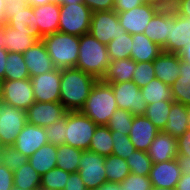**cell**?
Wrapping results in <instances>:
<instances>
[{"mask_svg": "<svg viewBox=\"0 0 190 190\" xmlns=\"http://www.w3.org/2000/svg\"><path fill=\"white\" fill-rule=\"evenodd\" d=\"M89 117L80 111H67L65 144L86 151L97 128Z\"/></svg>", "mask_w": 190, "mask_h": 190, "instance_id": "obj_6", "label": "cell"}, {"mask_svg": "<svg viewBox=\"0 0 190 190\" xmlns=\"http://www.w3.org/2000/svg\"><path fill=\"white\" fill-rule=\"evenodd\" d=\"M0 162L12 171L28 162V157L19 152L13 145L0 147Z\"/></svg>", "mask_w": 190, "mask_h": 190, "instance_id": "obj_42", "label": "cell"}, {"mask_svg": "<svg viewBox=\"0 0 190 190\" xmlns=\"http://www.w3.org/2000/svg\"><path fill=\"white\" fill-rule=\"evenodd\" d=\"M89 33L102 44L107 45L118 35L126 33L115 10L92 12Z\"/></svg>", "mask_w": 190, "mask_h": 190, "instance_id": "obj_8", "label": "cell"}, {"mask_svg": "<svg viewBox=\"0 0 190 190\" xmlns=\"http://www.w3.org/2000/svg\"><path fill=\"white\" fill-rule=\"evenodd\" d=\"M5 6H6V0H0V24L4 23Z\"/></svg>", "mask_w": 190, "mask_h": 190, "instance_id": "obj_60", "label": "cell"}, {"mask_svg": "<svg viewBox=\"0 0 190 190\" xmlns=\"http://www.w3.org/2000/svg\"><path fill=\"white\" fill-rule=\"evenodd\" d=\"M122 190H151L152 184L149 176L130 173L121 183Z\"/></svg>", "mask_w": 190, "mask_h": 190, "instance_id": "obj_46", "label": "cell"}, {"mask_svg": "<svg viewBox=\"0 0 190 190\" xmlns=\"http://www.w3.org/2000/svg\"><path fill=\"white\" fill-rule=\"evenodd\" d=\"M132 44V35L127 32L112 39L106 45L110 61L130 58Z\"/></svg>", "mask_w": 190, "mask_h": 190, "instance_id": "obj_37", "label": "cell"}, {"mask_svg": "<svg viewBox=\"0 0 190 190\" xmlns=\"http://www.w3.org/2000/svg\"><path fill=\"white\" fill-rule=\"evenodd\" d=\"M33 6L27 0H6L4 23L12 28H28L38 36V29L33 23Z\"/></svg>", "mask_w": 190, "mask_h": 190, "instance_id": "obj_14", "label": "cell"}, {"mask_svg": "<svg viewBox=\"0 0 190 190\" xmlns=\"http://www.w3.org/2000/svg\"><path fill=\"white\" fill-rule=\"evenodd\" d=\"M92 12L113 10L115 0H84Z\"/></svg>", "mask_w": 190, "mask_h": 190, "instance_id": "obj_48", "label": "cell"}, {"mask_svg": "<svg viewBox=\"0 0 190 190\" xmlns=\"http://www.w3.org/2000/svg\"><path fill=\"white\" fill-rule=\"evenodd\" d=\"M30 77L44 74L55 68L47 52L45 44L40 39L27 51L22 53Z\"/></svg>", "mask_w": 190, "mask_h": 190, "instance_id": "obj_22", "label": "cell"}, {"mask_svg": "<svg viewBox=\"0 0 190 190\" xmlns=\"http://www.w3.org/2000/svg\"><path fill=\"white\" fill-rule=\"evenodd\" d=\"M178 55L180 56L182 61H186L190 64V43L185 45Z\"/></svg>", "mask_w": 190, "mask_h": 190, "instance_id": "obj_58", "label": "cell"}, {"mask_svg": "<svg viewBox=\"0 0 190 190\" xmlns=\"http://www.w3.org/2000/svg\"><path fill=\"white\" fill-rule=\"evenodd\" d=\"M182 176L176 159L153 163L149 173L152 186L161 188H176Z\"/></svg>", "mask_w": 190, "mask_h": 190, "instance_id": "obj_21", "label": "cell"}, {"mask_svg": "<svg viewBox=\"0 0 190 190\" xmlns=\"http://www.w3.org/2000/svg\"><path fill=\"white\" fill-rule=\"evenodd\" d=\"M30 78L23 55L16 52H8L4 80H22Z\"/></svg>", "mask_w": 190, "mask_h": 190, "instance_id": "obj_35", "label": "cell"}, {"mask_svg": "<svg viewBox=\"0 0 190 190\" xmlns=\"http://www.w3.org/2000/svg\"><path fill=\"white\" fill-rule=\"evenodd\" d=\"M96 190H122L120 183L106 181Z\"/></svg>", "mask_w": 190, "mask_h": 190, "instance_id": "obj_57", "label": "cell"}, {"mask_svg": "<svg viewBox=\"0 0 190 190\" xmlns=\"http://www.w3.org/2000/svg\"><path fill=\"white\" fill-rule=\"evenodd\" d=\"M104 165L109 182L121 183L130 174L127 161L115 155L105 156Z\"/></svg>", "mask_w": 190, "mask_h": 190, "instance_id": "obj_36", "label": "cell"}, {"mask_svg": "<svg viewBox=\"0 0 190 190\" xmlns=\"http://www.w3.org/2000/svg\"><path fill=\"white\" fill-rule=\"evenodd\" d=\"M78 173L86 189H97L107 181L105 156L86 150L79 160Z\"/></svg>", "mask_w": 190, "mask_h": 190, "instance_id": "obj_9", "label": "cell"}, {"mask_svg": "<svg viewBox=\"0 0 190 190\" xmlns=\"http://www.w3.org/2000/svg\"><path fill=\"white\" fill-rule=\"evenodd\" d=\"M14 187L25 189H39L41 175L31 166L29 162L13 171Z\"/></svg>", "mask_w": 190, "mask_h": 190, "instance_id": "obj_33", "label": "cell"}, {"mask_svg": "<svg viewBox=\"0 0 190 190\" xmlns=\"http://www.w3.org/2000/svg\"><path fill=\"white\" fill-rule=\"evenodd\" d=\"M143 34L163 48L169 35V8H160L148 22Z\"/></svg>", "mask_w": 190, "mask_h": 190, "instance_id": "obj_25", "label": "cell"}, {"mask_svg": "<svg viewBox=\"0 0 190 190\" xmlns=\"http://www.w3.org/2000/svg\"><path fill=\"white\" fill-rule=\"evenodd\" d=\"M151 190H176V188H161L152 186Z\"/></svg>", "mask_w": 190, "mask_h": 190, "instance_id": "obj_62", "label": "cell"}, {"mask_svg": "<svg viewBox=\"0 0 190 190\" xmlns=\"http://www.w3.org/2000/svg\"><path fill=\"white\" fill-rule=\"evenodd\" d=\"M91 9L84 3L60 5L59 32L82 36L89 33Z\"/></svg>", "mask_w": 190, "mask_h": 190, "instance_id": "obj_5", "label": "cell"}, {"mask_svg": "<svg viewBox=\"0 0 190 190\" xmlns=\"http://www.w3.org/2000/svg\"><path fill=\"white\" fill-rule=\"evenodd\" d=\"M66 125H67V113L57 122L47 126L45 130H46V138L48 140V143H52L53 145L56 146L65 144Z\"/></svg>", "mask_w": 190, "mask_h": 190, "instance_id": "obj_45", "label": "cell"}, {"mask_svg": "<svg viewBox=\"0 0 190 190\" xmlns=\"http://www.w3.org/2000/svg\"><path fill=\"white\" fill-rule=\"evenodd\" d=\"M175 159L180 167L181 174L190 175V156L177 155Z\"/></svg>", "mask_w": 190, "mask_h": 190, "instance_id": "obj_53", "label": "cell"}, {"mask_svg": "<svg viewBox=\"0 0 190 190\" xmlns=\"http://www.w3.org/2000/svg\"><path fill=\"white\" fill-rule=\"evenodd\" d=\"M70 172L59 168H53L41 176L40 188L45 190H64Z\"/></svg>", "mask_w": 190, "mask_h": 190, "instance_id": "obj_40", "label": "cell"}, {"mask_svg": "<svg viewBox=\"0 0 190 190\" xmlns=\"http://www.w3.org/2000/svg\"><path fill=\"white\" fill-rule=\"evenodd\" d=\"M142 4V0H115L113 10L116 12L129 11Z\"/></svg>", "mask_w": 190, "mask_h": 190, "instance_id": "obj_49", "label": "cell"}, {"mask_svg": "<svg viewBox=\"0 0 190 190\" xmlns=\"http://www.w3.org/2000/svg\"><path fill=\"white\" fill-rule=\"evenodd\" d=\"M47 52L57 69L76 67L78 62L80 37L55 32L41 38Z\"/></svg>", "mask_w": 190, "mask_h": 190, "instance_id": "obj_4", "label": "cell"}, {"mask_svg": "<svg viewBox=\"0 0 190 190\" xmlns=\"http://www.w3.org/2000/svg\"><path fill=\"white\" fill-rule=\"evenodd\" d=\"M60 5L47 3L33 7V23L38 29V37L59 31Z\"/></svg>", "mask_w": 190, "mask_h": 190, "instance_id": "obj_17", "label": "cell"}, {"mask_svg": "<svg viewBox=\"0 0 190 190\" xmlns=\"http://www.w3.org/2000/svg\"><path fill=\"white\" fill-rule=\"evenodd\" d=\"M171 92L175 102L190 105V64L186 61L180 62L179 77L171 85Z\"/></svg>", "mask_w": 190, "mask_h": 190, "instance_id": "obj_30", "label": "cell"}, {"mask_svg": "<svg viewBox=\"0 0 190 190\" xmlns=\"http://www.w3.org/2000/svg\"><path fill=\"white\" fill-rule=\"evenodd\" d=\"M158 6L142 4L129 11L117 12L119 22L129 34L144 33L148 22L159 10Z\"/></svg>", "mask_w": 190, "mask_h": 190, "instance_id": "obj_16", "label": "cell"}, {"mask_svg": "<svg viewBox=\"0 0 190 190\" xmlns=\"http://www.w3.org/2000/svg\"><path fill=\"white\" fill-rule=\"evenodd\" d=\"M118 108L111 84L97 80L80 112L97 125H106Z\"/></svg>", "mask_w": 190, "mask_h": 190, "instance_id": "obj_3", "label": "cell"}, {"mask_svg": "<svg viewBox=\"0 0 190 190\" xmlns=\"http://www.w3.org/2000/svg\"><path fill=\"white\" fill-rule=\"evenodd\" d=\"M176 190H190V175L183 174L177 182Z\"/></svg>", "mask_w": 190, "mask_h": 190, "instance_id": "obj_55", "label": "cell"}, {"mask_svg": "<svg viewBox=\"0 0 190 190\" xmlns=\"http://www.w3.org/2000/svg\"><path fill=\"white\" fill-rule=\"evenodd\" d=\"M11 190H38V189H21V188H16V187H13Z\"/></svg>", "mask_w": 190, "mask_h": 190, "instance_id": "obj_66", "label": "cell"}, {"mask_svg": "<svg viewBox=\"0 0 190 190\" xmlns=\"http://www.w3.org/2000/svg\"><path fill=\"white\" fill-rule=\"evenodd\" d=\"M109 84L119 109L127 110L133 116L145 115L148 104L142 96L141 89L133 81Z\"/></svg>", "mask_w": 190, "mask_h": 190, "instance_id": "obj_11", "label": "cell"}, {"mask_svg": "<svg viewBox=\"0 0 190 190\" xmlns=\"http://www.w3.org/2000/svg\"><path fill=\"white\" fill-rule=\"evenodd\" d=\"M97 80L75 67L61 69L59 102L67 111H80Z\"/></svg>", "mask_w": 190, "mask_h": 190, "instance_id": "obj_1", "label": "cell"}, {"mask_svg": "<svg viewBox=\"0 0 190 190\" xmlns=\"http://www.w3.org/2000/svg\"><path fill=\"white\" fill-rule=\"evenodd\" d=\"M130 173L149 176L153 162L147 152L134 150L126 159Z\"/></svg>", "mask_w": 190, "mask_h": 190, "instance_id": "obj_39", "label": "cell"}, {"mask_svg": "<svg viewBox=\"0 0 190 190\" xmlns=\"http://www.w3.org/2000/svg\"><path fill=\"white\" fill-rule=\"evenodd\" d=\"M156 78L153 61L136 62L132 81L141 89Z\"/></svg>", "mask_w": 190, "mask_h": 190, "instance_id": "obj_44", "label": "cell"}, {"mask_svg": "<svg viewBox=\"0 0 190 190\" xmlns=\"http://www.w3.org/2000/svg\"><path fill=\"white\" fill-rule=\"evenodd\" d=\"M67 113V110L60 102H34L27 109V123L47 127Z\"/></svg>", "mask_w": 190, "mask_h": 190, "instance_id": "obj_15", "label": "cell"}, {"mask_svg": "<svg viewBox=\"0 0 190 190\" xmlns=\"http://www.w3.org/2000/svg\"><path fill=\"white\" fill-rule=\"evenodd\" d=\"M135 68L136 61L131 58L111 61L101 80L107 83L132 81Z\"/></svg>", "mask_w": 190, "mask_h": 190, "instance_id": "obj_29", "label": "cell"}, {"mask_svg": "<svg viewBox=\"0 0 190 190\" xmlns=\"http://www.w3.org/2000/svg\"><path fill=\"white\" fill-rule=\"evenodd\" d=\"M173 11L190 21V0H178L172 5Z\"/></svg>", "mask_w": 190, "mask_h": 190, "instance_id": "obj_52", "label": "cell"}, {"mask_svg": "<svg viewBox=\"0 0 190 190\" xmlns=\"http://www.w3.org/2000/svg\"><path fill=\"white\" fill-rule=\"evenodd\" d=\"M160 130L145 116H134L129 139L136 150L147 152Z\"/></svg>", "mask_w": 190, "mask_h": 190, "instance_id": "obj_20", "label": "cell"}, {"mask_svg": "<svg viewBox=\"0 0 190 190\" xmlns=\"http://www.w3.org/2000/svg\"><path fill=\"white\" fill-rule=\"evenodd\" d=\"M173 101H158L147 105L145 116L160 130L163 131Z\"/></svg>", "mask_w": 190, "mask_h": 190, "instance_id": "obj_38", "label": "cell"}, {"mask_svg": "<svg viewBox=\"0 0 190 190\" xmlns=\"http://www.w3.org/2000/svg\"><path fill=\"white\" fill-rule=\"evenodd\" d=\"M33 92L30 78L1 82V102L16 108L27 110L35 102Z\"/></svg>", "mask_w": 190, "mask_h": 190, "instance_id": "obj_10", "label": "cell"}, {"mask_svg": "<svg viewBox=\"0 0 190 190\" xmlns=\"http://www.w3.org/2000/svg\"><path fill=\"white\" fill-rule=\"evenodd\" d=\"M132 43L130 58L136 62L154 61L163 51L143 33L132 34Z\"/></svg>", "mask_w": 190, "mask_h": 190, "instance_id": "obj_26", "label": "cell"}, {"mask_svg": "<svg viewBox=\"0 0 190 190\" xmlns=\"http://www.w3.org/2000/svg\"><path fill=\"white\" fill-rule=\"evenodd\" d=\"M181 58L178 54L162 53L153 61L155 76L171 86L179 77Z\"/></svg>", "mask_w": 190, "mask_h": 190, "instance_id": "obj_24", "label": "cell"}, {"mask_svg": "<svg viewBox=\"0 0 190 190\" xmlns=\"http://www.w3.org/2000/svg\"><path fill=\"white\" fill-rule=\"evenodd\" d=\"M36 102H59L61 69L30 77Z\"/></svg>", "mask_w": 190, "mask_h": 190, "instance_id": "obj_12", "label": "cell"}, {"mask_svg": "<svg viewBox=\"0 0 190 190\" xmlns=\"http://www.w3.org/2000/svg\"><path fill=\"white\" fill-rule=\"evenodd\" d=\"M188 120L187 106L173 101L163 132L178 138L188 130Z\"/></svg>", "mask_w": 190, "mask_h": 190, "instance_id": "obj_27", "label": "cell"}, {"mask_svg": "<svg viewBox=\"0 0 190 190\" xmlns=\"http://www.w3.org/2000/svg\"><path fill=\"white\" fill-rule=\"evenodd\" d=\"M110 62L106 45L95 39L90 33L80 36L78 62L75 68L101 80Z\"/></svg>", "mask_w": 190, "mask_h": 190, "instance_id": "obj_2", "label": "cell"}, {"mask_svg": "<svg viewBox=\"0 0 190 190\" xmlns=\"http://www.w3.org/2000/svg\"><path fill=\"white\" fill-rule=\"evenodd\" d=\"M143 4L158 6L159 8H172L167 0H142Z\"/></svg>", "mask_w": 190, "mask_h": 190, "instance_id": "obj_56", "label": "cell"}, {"mask_svg": "<svg viewBox=\"0 0 190 190\" xmlns=\"http://www.w3.org/2000/svg\"><path fill=\"white\" fill-rule=\"evenodd\" d=\"M13 180V171L0 162V190H11L14 187Z\"/></svg>", "mask_w": 190, "mask_h": 190, "instance_id": "obj_47", "label": "cell"}, {"mask_svg": "<svg viewBox=\"0 0 190 190\" xmlns=\"http://www.w3.org/2000/svg\"><path fill=\"white\" fill-rule=\"evenodd\" d=\"M84 0H69V1H65L64 4H74V3H79V2H83Z\"/></svg>", "mask_w": 190, "mask_h": 190, "instance_id": "obj_63", "label": "cell"}, {"mask_svg": "<svg viewBox=\"0 0 190 190\" xmlns=\"http://www.w3.org/2000/svg\"><path fill=\"white\" fill-rule=\"evenodd\" d=\"M111 137L113 141L112 155L126 160L136 150L129 139V135L121 134L118 131H111Z\"/></svg>", "mask_w": 190, "mask_h": 190, "instance_id": "obj_43", "label": "cell"}, {"mask_svg": "<svg viewBox=\"0 0 190 190\" xmlns=\"http://www.w3.org/2000/svg\"><path fill=\"white\" fill-rule=\"evenodd\" d=\"M40 40L29 28H12L4 23L3 48L8 52L24 53Z\"/></svg>", "mask_w": 190, "mask_h": 190, "instance_id": "obj_18", "label": "cell"}, {"mask_svg": "<svg viewBox=\"0 0 190 190\" xmlns=\"http://www.w3.org/2000/svg\"><path fill=\"white\" fill-rule=\"evenodd\" d=\"M27 124V110L1 102L0 147L11 146Z\"/></svg>", "mask_w": 190, "mask_h": 190, "instance_id": "obj_7", "label": "cell"}, {"mask_svg": "<svg viewBox=\"0 0 190 190\" xmlns=\"http://www.w3.org/2000/svg\"><path fill=\"white\" fill-rule=\"evenodd\" d=\"M171 5H174L178 0H167Z\"/></svg>", "mask_w": 190, "mask_h": 190, "instance_id": "obj_67", "label": "cell"}, {"mask_svg": "<svg viewBox=\"0 0 190 190\" xmlns=\"http://www.w3.org/2000/svg\"><path fill=\"white\" fill-rule=\"evenodd\" d=\"M134 116L131 112L117 108L106 126L111 131H118L121 134L129 135Z\"/></svg>", "mask_w": 190, "mask_h": 190, "instance_id": "obj_41", "label": "cell"}, {"mask_svg": "<svg viewBox=\"0 0 190 190\" xmlns=\"http://www.w3.org/2000/svg\"><path fill=\"white\" fill-rule=\"evenodd\" d=\"M7 54L8 51L5 48H0V83L4 81Z\"/></svg>", "mask_w": 190, "mask_h": 190, "instance_id": "obj_54", "label": "cell"}, {"mask_svg": "<svg viewBox=\"0 0 190 190\" xmlns=\"http://www.w3.org/2000/svg\"><path fill=\"white\" fill-rule=\"evenodd\" d=\"M82 152L81 149L67 144L57 146L56 167L70 173L78 172Z\"/></svg>", "mask_w": 190, "mask_h": 190, "instance_id": "obj_31", "label": "cell"}, {"mask_svg": "<svg viewBox=\"0 0 190 190\" xmlns=\"http://www.w3.org/2000/svg\"><path fill=\"white\" fill-rule=\"evenodd\" d=\"M57 146L47 143L36 150L29 158L28 162L41 176L56 168Z\"/></svg>", "mask_w": 190, "mask_h": 190, "instance_id": "obj_28", "label": "cell"}, {"mask_svg": "<svg viewBox=\"0 0 190 190\" xmlns=\"http://www.w3.org/2000/svg\"><path fill=\"white\" fill-rule=\"evenodd\" d=\"M187 114H188V129H190V105L187 106Z\"/></svg>", "mask_w": 190, "mask_h": 190, "instance_id": "obj_65", "label": "cell"}, {"mask_svg": "<svg viewBox=\"0 0 190 190\" xmlns=\"http://www.w3.org/2000/svg\"><path fill=\"white\" fill-rule=\"evenodd\" d=\"M65 185L66 186L64 190H86L84 182L82 181L78 172L70 173V176Z\"/></svg>", "mask_w": 190, "mask_h": 190, "instance_id": "obj_51", "label": "cell"}, {"mask_svg": "<svg viewBox=\"0 0 190 190\" xmlns=\"http://www.w3.org/2000/svg\"><path fill=\"white\" fill-rule=\"evenodd\" d=\"M47 143L45 127L27 123L18 134L13 146L29 158L36 150Z\"/></svg>", "mask_w": 190, "mask_h": 190, "instance_id": "obj_19", "label": "cell"}, {"mask_svg": "<svg viewBox=\"0 0 190 190\" xmlns=\"http://www.w3.org/2000/svg\"><path fill=\"white\" fill-rule=\"evenodd\" d=\"M0 101H1V83H0Z\"/></svg>", "mask_w": 190, "mask_h": 190, "instance_id": "obj_68", "label": "cell"}, {"mask_svg": "<svg viewBox=\"0 0 190 190\" xmlns=\"http://www.w3.org/2000/svg\"><path fill=\"white\" fill-rule=\"evenodd\" d=\"M30 6L36 7L52 2V0H27Z\"/></svg>", "mask_w": 190, "mask_h": 190, "instance_id": "obj_59", "label": "cell"}, {"mask_svg": "<svg viewBox=\"0 0 190 190\" xmlns=\"http://www.w3.org/2000/svg\"><path fill=\"white\" fill-rule=\"evenodd\" d=\"M4 37V23L0 24V48H3L2 39Z\"/></svg>", "mask_w": 190, "mask_h": 190, "instance_id": "obj_61", "label": "cell"}, {"mask_svg": "<svg viewBox=\"0 0 190 190\" xmlns=\"http://www.w3.org/2000/svg\"><path fill=\"white\" fill-rule=\"evenodd\" d=\"M141 93L147 104L158 101H174L171 86L163 83L158 78H154L145 87H142Z\"/></svg>", "mask_w": 190, "mask_h": 190, "instance_id": "obj_32", "label": "cell"}, {"mask_svg": "<svg viewBox=\"0 0 190 190\" xmlns=\"http://www.w3.org/2000/svg\"><path fill=\"white\" fill-rule=\"evenodd\" d=\"M88 150L103 156L112 155L113 141L111 130L106 125L97 126Z\"/></svg>", "mask_w": 190, "mask_h": 190, "instance_id": "obj_34", "label": "cell"}, {"mask_svg": "<svg viewBox=\"0 0 190 190\" xmlns=\"http://www.w3.org/2000/svg\"><path fill=\"white\" fill-rule=\"evenodd\" d=\"M65 1H69V0H52V3L62 5V4H64Z\"/></svg>", "mask_w": 190, "mask_h": 190, "instance_id": "obj_64", "label": "cell"}, {"mask_svg": "<svg viewBox=\"0 0 190 190\" xmlns=\"http://www.w3.org/2000/svg\"><path fill=\"white\" fill-rule=\"evenodd\" d=\"M190 43V21L169 8V35L164 52L179 54Z\"/></svg>", "mask_w": 190, "mask_h": 190, "instance_id": "obj_13", "label": "cell"}, {"mask_svg": "<svg viewBox=\"0 0 190 190\" xmlns=\"http://www.w3.org/2000/svg\"><path fill=\"white\" fill-rule=\"evenodd\" d=\"M147 154L153 163L175 159L178 155L177 138L160 131L149 146Z\"/></svg>", "mask_w": 190, "mask_h": 190, "instance_id": "obj_23", "label": "cell"}, {"mask_svg": "<svg viewBox=\"0 0 190 190\" xmlns=\"http://www.w3.org/2000/svg\"><path fill=\"white\" fill-rule=\"evenodd\" d=\"M178 155L190 156V129L177 138Z\"/></svg>", "mask_w": 190, "mask_h": 190, "instance_id": "obj_50", "label": "cell"}]
</instances>
